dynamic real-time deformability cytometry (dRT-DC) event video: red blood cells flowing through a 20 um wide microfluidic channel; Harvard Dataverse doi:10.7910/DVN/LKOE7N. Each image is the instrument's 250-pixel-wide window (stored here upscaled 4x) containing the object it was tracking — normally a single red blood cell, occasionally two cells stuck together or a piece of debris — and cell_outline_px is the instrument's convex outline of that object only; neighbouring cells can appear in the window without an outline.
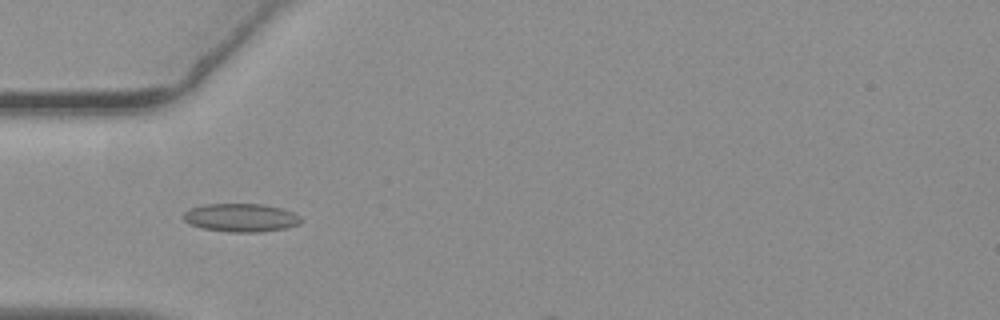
{"species": "common noctule bat (a hibernating species)", "species_latin": "Nyctalus noctula", "temperature_condition": "warm", "stored_images_in_passage": 42, "camera_frame_rate_fps": 3000, "um_per_image_px": 0.085, "animal": {"sex": "female", "body_mass_g": 19.3, "forearm_length_mm": 54.1}, "frame": {"image": 1, "passage_image": 4, "time_ms": 1.0, "image_size_px": [1000, 320], "cell_outline_px": [[304, 220], [300, 224], [288, 228], [260, 232], [228, 232], [204, 228], [192, 224], [184, 220], [184, 212], [192, 208], [204, 204], [264, 204], [280, 208], [292, 212], [300, 216]], "centroid_in_image_um": [20.55, 18.5], "position_along_channel_um": 64.5, "area_um2": 19.36}}
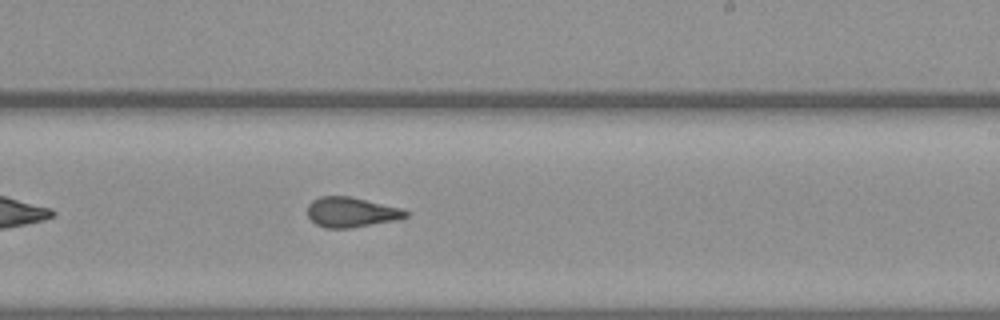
{"frame": {"image": 2, "passage_image": 20, "time_ms": 6.333, "image_size_px": [1000, 320], "cell_outline_px": [[408, 216], [396, 220], [352, 228], [324, 228], [316, 224], [308, 216], [308, 204], [312, 200], [320, 196], [352, 196], [404, 208], [408, 212]], "centroid_in_image_um": [29.88, 18.03], "position_along_channel_um": 259.1, "area_um2": 17.46}}
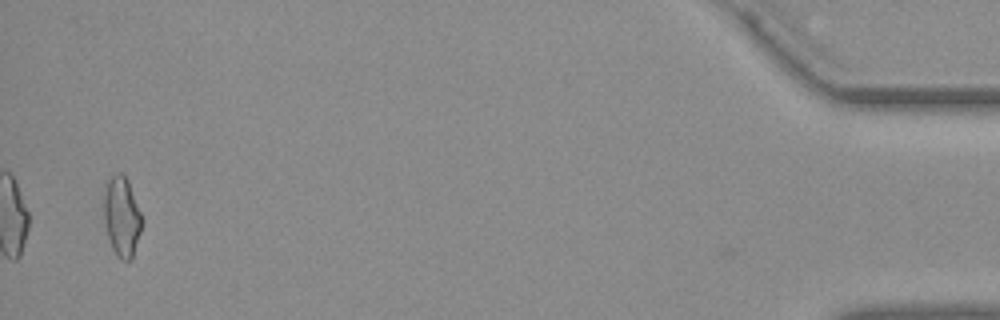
{"frame": {"image": 3, "passage_image": 41, "time_ms": 13.333, "image_size_px": [1000, 320], "cell_outline_px": [[144, 220], [132, 260], [120, 260], [112, 248], [104, 224], [104, 184], [108, 176], [116, 172], [120, 172], [128, 180]], "centroid_in_image_um": [10.35, 18.37], "position_along_channel_um": 424.9, "area_um2": 18.15}, "authors_computed_cell_mechanics": {"area_um2": 17.5134, "velocity_mm_per_s": 3.6559, "shape_relaxation_time_tau1_ms": null, "shape_relaxation_time_tau2_ms": 1.4501, "deformation_change_tau1": null, "deformation_change_tau2": 0.0764}}